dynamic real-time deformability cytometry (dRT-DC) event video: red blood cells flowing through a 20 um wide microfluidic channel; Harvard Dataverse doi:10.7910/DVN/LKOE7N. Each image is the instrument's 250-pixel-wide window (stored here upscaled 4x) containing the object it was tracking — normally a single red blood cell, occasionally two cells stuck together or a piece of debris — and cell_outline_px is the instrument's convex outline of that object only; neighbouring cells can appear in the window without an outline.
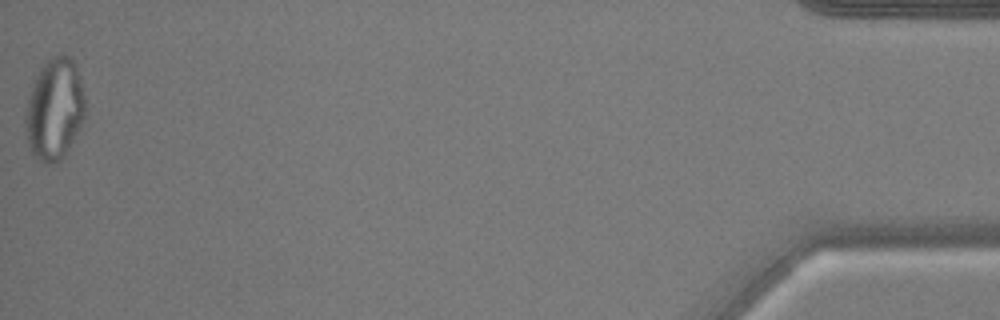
{"species": "common noctule bat (a hibernating species)", "species_latin": "Nyctalus noctula", "temperature_condition": "warm", "stored_images_in_passage": 47, "camera_frame_rate_fps": 3000, "um_per_image_px": 0.085, "animal": {"sex": "male", "body_mass_g": 17.9, "forearm_length_mm": 54.2}, "frame": {"image": 1, "passage_image": 47, "time_ms": 15.333, "image_size_px": [1000, 320], "cell_outline_px": [[84, 116], [72, 140], [60, 160], [52, 164], [44, 164], [32, 152], [28, 144], [24, 124], [24, 116], [28, 96], [32, 84], [40, 68], [56, 52], [68, 56], [72, 60], [84, 96]], "centroid_in_image_um": [4.57, 9.27], "position_along_channel_um": 430.6, "area_um2": 34.68}}